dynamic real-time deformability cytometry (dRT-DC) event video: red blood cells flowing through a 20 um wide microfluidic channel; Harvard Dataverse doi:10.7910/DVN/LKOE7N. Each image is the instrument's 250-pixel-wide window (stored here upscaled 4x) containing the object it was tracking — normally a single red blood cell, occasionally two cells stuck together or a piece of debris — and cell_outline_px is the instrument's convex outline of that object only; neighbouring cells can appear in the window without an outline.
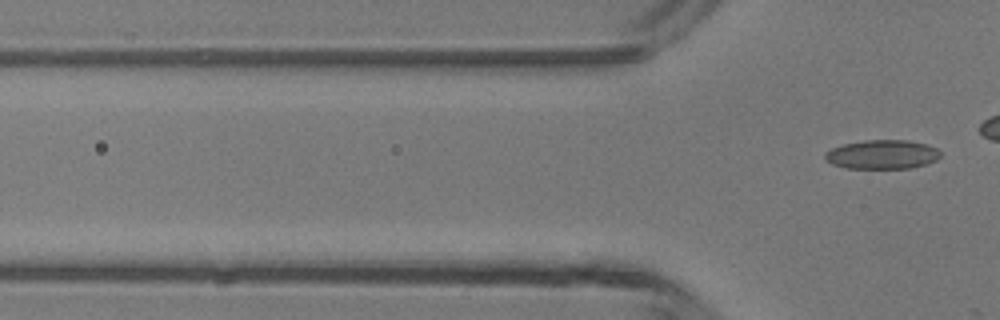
{"species": "common noctule bat (a hibernating species)", "species_latin": "Nyctalus noctula", "temperature_condition": "room temperature", "stored_images_in_passage": 10, "camera_frame_rate_fps": 3000, "um_per_image_px": 0.085, "animal": {"sex": "male", "body_mass_g": 13.3}, "frame": {"image": 1, "passage_image": 10, "time_ms": 3.0, "image_size_px": [1000, 320], "cell_outline_px": [[940, 156], [936, 160], [912, 168], [844, 168], [832, 164], [824, 160], [824, 152], [832, 148], [844, 144], [864, 140], [908, 140], [928, 144], [936, 148], [940, 152]], "centroid_in_image_um": [74.96, 13.12], "position_along_channel_um": 50.8, "area_um2": 19.65}}